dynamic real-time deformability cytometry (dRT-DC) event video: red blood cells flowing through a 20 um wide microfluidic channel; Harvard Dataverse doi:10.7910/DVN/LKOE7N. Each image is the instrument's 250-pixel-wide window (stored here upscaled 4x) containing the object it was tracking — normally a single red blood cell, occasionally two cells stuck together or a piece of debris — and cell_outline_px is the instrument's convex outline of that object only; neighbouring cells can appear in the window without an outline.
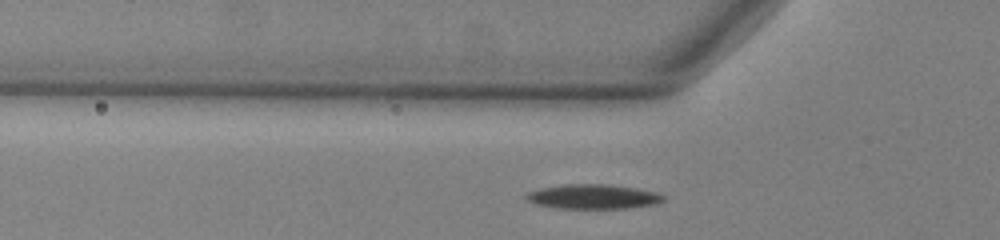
{"species": "common noctule bat (a hibernating species)", "species_latin": "Nyctalus noctula", "temperature_condition": "warm", "stored_images_in_passage": 40, "segment_of_instrument_passage": [1, 2], "camera_frame_rate_fps": 3000, "um_per_image_px": 0.085, "animal": {"sex": "male", "body_mass_g": 13.0, "forearm_length_mm": 53.1}, "frame": {"image": 1, "passage_image": 3, "time_ms": 0.667, "image_size_px": [1000, 240], "cell_outline_px": [[664, 200], [656, 204], [628, 208], [556, 208], [536, 204], [528, 200], [524, 196], [528, 192], [540, 188], [564, 184], [608, 184], [636, 188], [656, 192], [664, 196]], "centroid_in_image_um": [50.41, 16.71], "position_along_channel_um": 75.4, "area_um2": 19.59}}
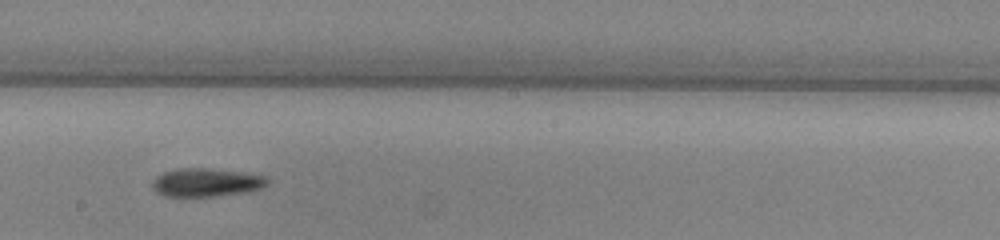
{"frame": {"image": 2, "passage_image": 15, "time_ms": 4.667, "image_size_px": [1000, 240], "cell_outline_px": [[268, 184], [260, 188], [248, 192], [212, 196], [164, 196], [156, 192], [152, 188], [152, 180], [156, 176], [164, 172], [184, 168], [208, 168], [240, 172], [268, 176]], "centroid_in_image_um": [17.53, 15.51], "position_along_channel_um": 230.7, "area_um2": 18.96}}
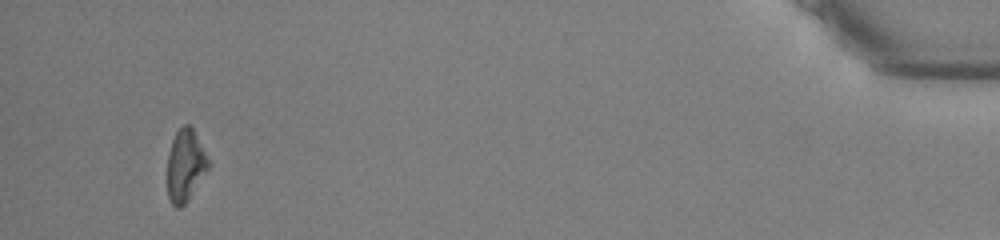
{"frame": {"image": 3, "passage_image": 36, "time_ms": 11.667, "image_size_px": [1000, 240], "cell_outline_px": [[212, 164], [188, 200], [180, 208], [176, 208], [172, 204], [168, 196], [168, 152], [172, 140], [176, 132], [184, 124], [188, 124], [192, 128]], "centroid_in_image_um": [15.77, 14.07], "position_along_channel_um": 419.4, "area_um2": 17.22}}